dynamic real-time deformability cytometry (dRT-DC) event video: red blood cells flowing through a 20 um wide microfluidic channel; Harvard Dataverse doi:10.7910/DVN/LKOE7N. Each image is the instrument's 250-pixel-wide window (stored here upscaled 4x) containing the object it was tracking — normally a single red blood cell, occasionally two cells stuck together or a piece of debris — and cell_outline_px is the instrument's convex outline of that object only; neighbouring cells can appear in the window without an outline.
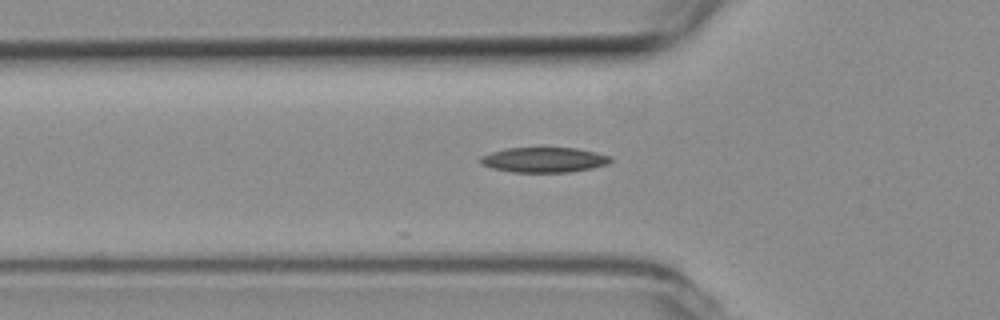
{"species": "common noctule bat (a hibernating species)", "species_latin": "Nyctalus noctula", "temperature_condition": "room temperature", "stored_images_in_passage": 18, "camera_frame_rate_fps": 3000, "um_per_image_px": 0.085, "animal": {"sex": "female", "body_mass_g": 19.3, "forearm_length_mm": 54.1}, "frame": {"image": 1, "passage_image": 4, "time_ms": 1.0, "image_size_px": [1000, 320], "cell_outline_px": [[612, 160], [608, 164], [592, 168], [572, 172], [512, 172], [492, 168], [480, 164], [480, 156], [492, 152], [508, 148], [576, 148], [596, 152], [612, 156]], "centroid_in_image_um": [46.26, 13.59], "position_along_channel_um": 79.5, "area_um2": 19.07}}
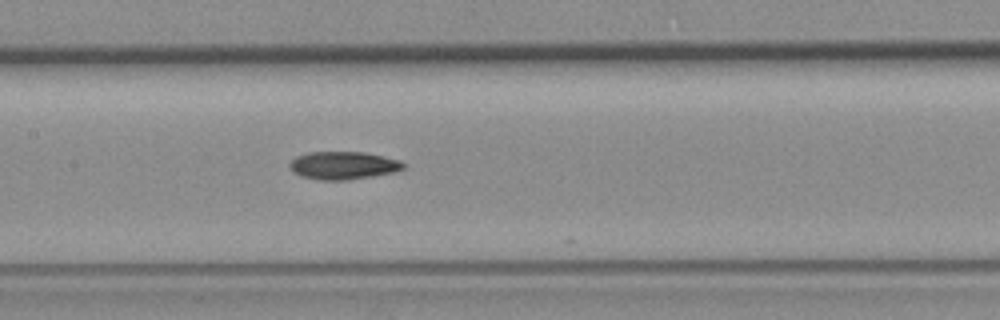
{"frame": {"image": 2, "passage_image": 12, "time_ms": 3.667, "image_size_px": [1000, 320], "cell_outline_px": [[404, 168], [392, 172], [372, 176], [348, 180], [320, 180], [300, 176], [292, 172], [288, 168], [288, 164], [296, 156], [308, 152], [364, 152], [400, 160], [404, 164]], "centroid_in_image_um": [29.11, 14.06], "position_along_channel_um": 178.3, "area_um2": 18.5}}
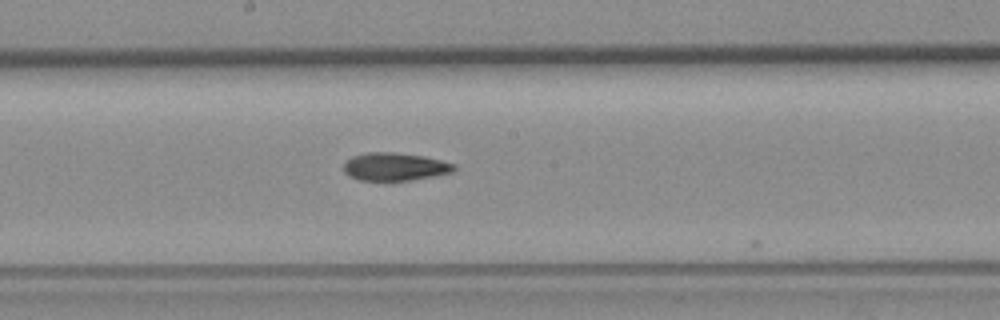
{"frame": {"image": 3, "passage_image": 15, "time_ms": 4.667, "image_size_px": [1000, 320], "cell_outline_px": [[456, 168], [452, 172], [436, 176], [412, 180], [356, 180], [348, 176], [344, 172], [344, 164], [352, 156], [368, 152], [392, 152], [424, 156], [456, 164]], "centroid_in_image_um": [33.57, 14.17], "position_along_channel_um": 214.6, "area_um2": 18.03}}